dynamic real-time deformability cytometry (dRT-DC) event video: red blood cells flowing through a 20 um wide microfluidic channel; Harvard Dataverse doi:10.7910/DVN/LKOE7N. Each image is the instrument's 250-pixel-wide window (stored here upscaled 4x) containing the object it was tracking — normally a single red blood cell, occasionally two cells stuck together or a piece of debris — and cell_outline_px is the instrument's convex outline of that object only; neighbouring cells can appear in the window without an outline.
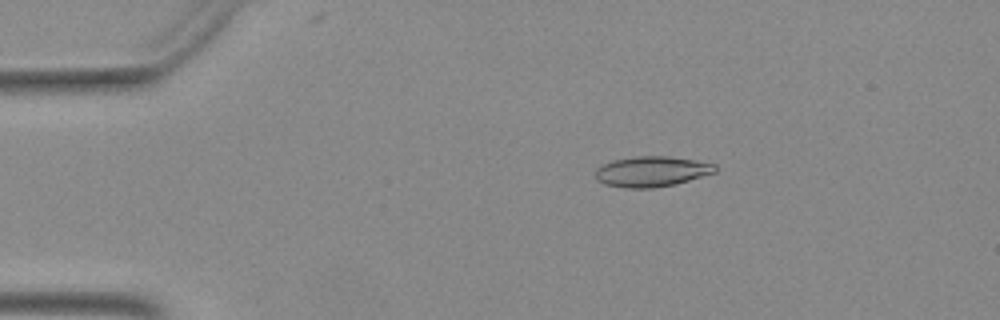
{"species": "Egyptian fruit bat (a non-hibernating species)", "species_latin": "Rousettus aegyptiacus", "temperature_condition": "warm", "stored_images_in_passage": 50, "camera_frame_rate_fps": 3000, "um_per_image_px": 0.085, "animal": {"sex": "female"}, "frame": {"image": 1, "passage_image": 9, "time_ms": 2.667, "image_size_px": [1000, 320], "cell_outline_px": [[716, 172], [676, 184], [652, 188], [624, 188], [604, 184], [596, 180], [596, 168], [612, 160], [636, 156], [668, 156], [716, 164]], "centroid_in_image_um": [55.37, 14.58], "position_along_channel_um": 29.6, "area_um2": 21.21}}
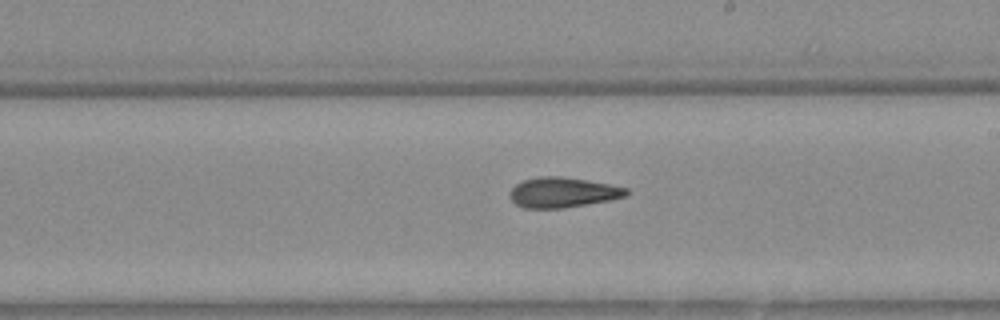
{"frame": {"image": 2, "passage_image": 29, "time_ms": 9.333, "image_size_px": [1000, 320], "cell_outline_px": [[628, 196], [608, 200], [564, 208], [524, 208], [516, 204], [508, 196], [512, 188], [516, 184], [524, 180], [540, 176], [560, 176], [608, 184], [628, 188]], "centroid_in_image_um": [47.81, 16.36], "position_along_channel_um": 241.2, "area_um2": 20.29}}
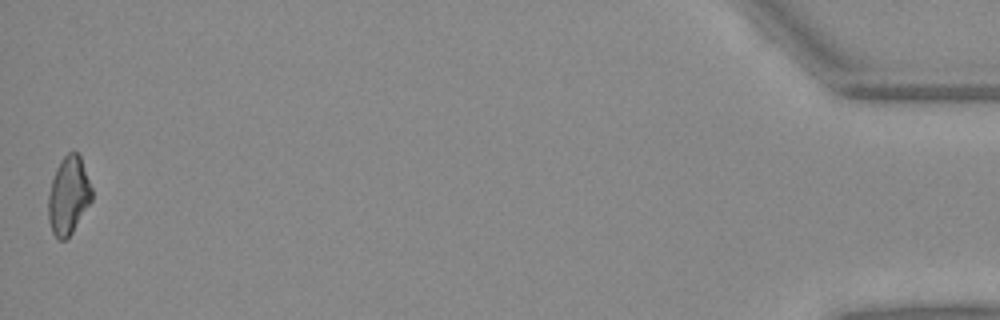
{"frame": {"image": 3, "passage_image": 50, "time_ms": 16.333, "image_size_px": [1000, 320], "cell_outline_px": [[92, 200], [72, 232], [64, 240], [60, 240], [52, 232], [48, 220], [48, 196], [52, 180], [56, 168], [60, 160], [68, 152], [76, 152], [80, 156], [92, 188]], "centroid_in_image_um": [5.81, 16.61], "position_along_channel_um": 429.4, "area_um2": 19.59}}